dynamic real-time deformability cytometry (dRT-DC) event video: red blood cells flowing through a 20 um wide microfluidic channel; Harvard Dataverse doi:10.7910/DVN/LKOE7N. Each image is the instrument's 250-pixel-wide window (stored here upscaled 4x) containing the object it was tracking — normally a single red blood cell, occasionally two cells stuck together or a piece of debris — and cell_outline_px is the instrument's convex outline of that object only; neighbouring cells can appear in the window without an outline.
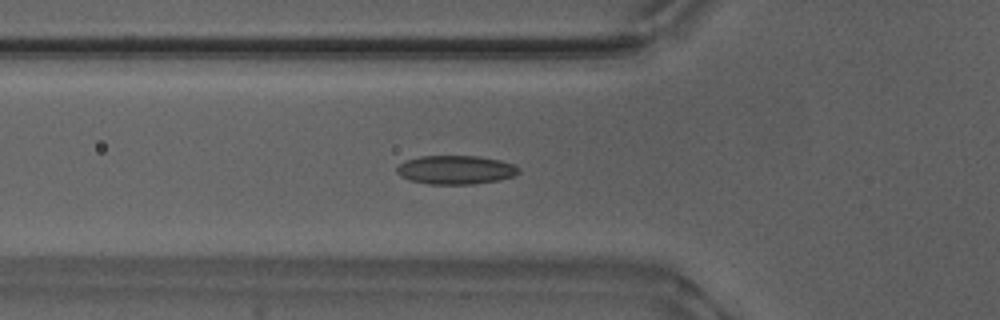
{"species": "Egyptian fruit bat (a non-hibernating species)", "species_latin": "Rousettus aegyptiacus", "temperature_condition": "warm", "stored_images_in_passage": 47, "camera_frame_rate_fps": 3000, "um_per_image_px": 0.085, "animal": {"sex": "male"}, "frame": {"image": 1, "passage_image": 12, "time_ms": 3.667, "image_size_px": [1000, 320], "cell_outline_px": [[520, 172], [512, 176], [500, 180], [472, 184], [428, 184], [408, 180], [400, 176], [396, 172], [396, 168], [404, 160], [420, 156], [480, 156], [500, 160], [516, 164], [520, 168]], "centroid_in_image_um": [38.73, 14.43], "position_along_channel_um": 87.1, "area_um2": 20.69}}
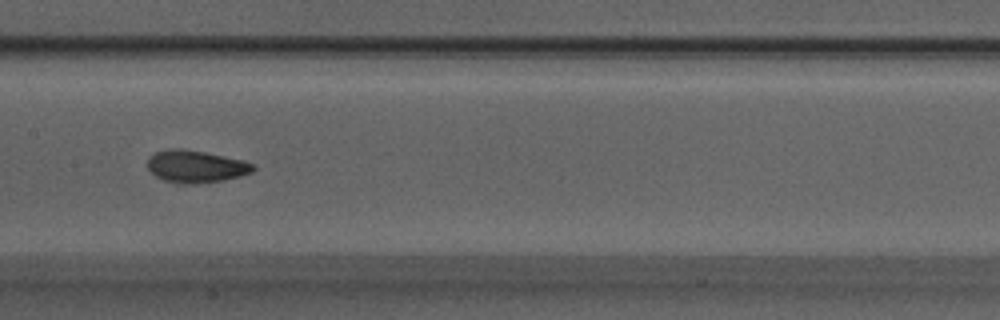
{"frame": {"image": 2, "passage_image": 20, "time_ms": 6.333, "image_size_px": [1000, 320], "cell_outline_px": [[256, 168], [252, 172], [240, 176], [224, 180], [192, 184], [164, 180], [156, 176], [148, 168], [148, 156], [156, 152], [204, 152], [240, 160], [256, 164]], "centroid_in_image_um": [16.72, 14.2], "position_along_channel_um": 190.7, "area_um2": 18.79}}
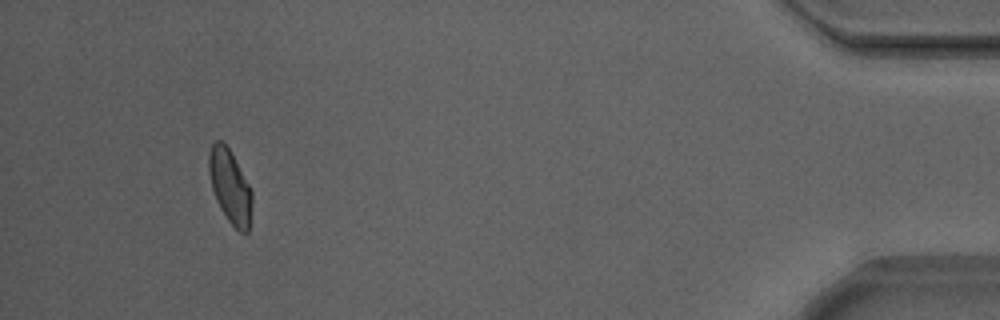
{"frame": {"image": 3, "passage_image": 43, "time_ms": 14.0, "image_size_px": [1000, 320], "cell_outline_px": [[252, 204], [248, 232], [240, 232], [228, 220], [220, 208], [216, 200], [212, 188], [208, 168], [208, 152], [212, 144], [216, 140], [220, 140], [228, 148], [248, 184], [252, 192]], "centroid_in_image_um": [19.53, 15.85], "position_along_channel_um": 415.7, "area_um2": 18.15}}